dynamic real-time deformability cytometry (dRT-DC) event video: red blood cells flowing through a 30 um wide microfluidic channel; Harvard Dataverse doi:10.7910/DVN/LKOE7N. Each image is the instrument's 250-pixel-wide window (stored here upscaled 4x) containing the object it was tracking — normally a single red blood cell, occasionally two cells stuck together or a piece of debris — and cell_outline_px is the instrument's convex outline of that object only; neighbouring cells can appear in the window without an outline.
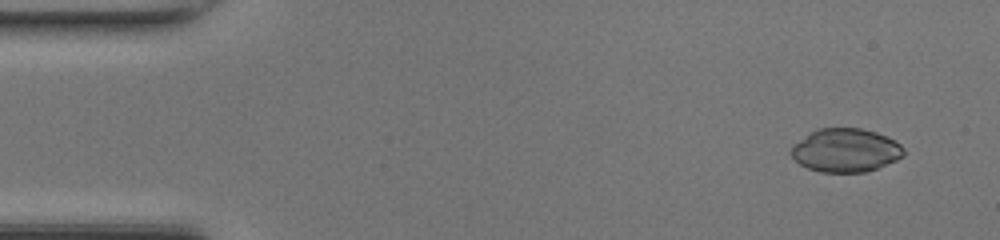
{"species": "common noctule bat (a hibernating species)", "species_latin": "Nyctalus noctula", "temperature_condition": "room temperature", "stored_images_in_passage": 47, "camera_frame_rate_fps": 3000, "um_per_image_px": 0.085, "animal": {"sex": "female", "body_mass_g": 17.0, "forearm_length_mm": 48.0}, "frame": {"image": 1, "passage_image": 3, "time_ms": 0.667, "image_size_px": [1000, 240], "cell_outline_px": [[904, 156], [896, 160], [876, 168], [864, 172], [820, 172], [808, 168], [800, 164], [792, 156], [792, 144], [816, 128], [860, 128], [876, 132], [900, 144], [904, 148]], "centroid_in_image_um": [71.86, 12.77], "position_along_channel_um": 13.1, "area_um2": 28.38}}
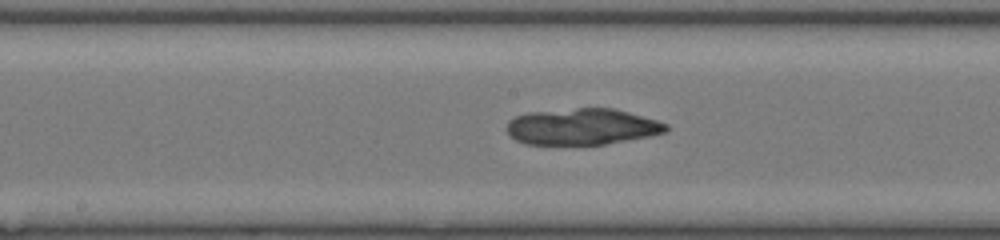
{"frame": {"image": 2, "passage_image": 24, "time_ms": 7.667, "image_size_px": [1000, 240], "cell_outline_px": [[668, 132], [652, 136], [604, 144], [524, 144], [508, 136], [508, 120], [516, 116], [528, 112], [576, 108], [612, 108], [628, 112], [656, 120], [668, 124]], "centroid_in_image_um": [49.49, 10.77], "position_along_channel_um": 198.7, "area_um2": 33.76}}
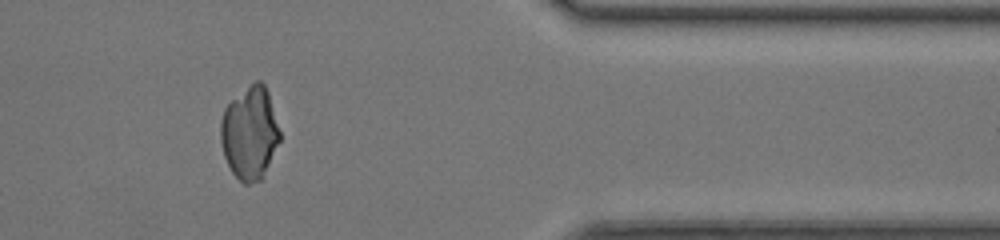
{"frame": {"image": 3, "passage_image": 39, "time_ms": 12.667, "image_size_px": [1000, 240], "cell_outline_px": [[280, 140], [264, 176], [260, 180], [248, 184], [244, 184], [232, 172], [224, 156], [220, 140], [220, 120], [224, 108], [232, 100], [256, 80], [260, 80], [264, 84], [268, 92], [280, 132]], "centroid_in_image_um": [21.22, 11.33], "position_along_channel_um": 390.2, "area_um2": 31.85}}